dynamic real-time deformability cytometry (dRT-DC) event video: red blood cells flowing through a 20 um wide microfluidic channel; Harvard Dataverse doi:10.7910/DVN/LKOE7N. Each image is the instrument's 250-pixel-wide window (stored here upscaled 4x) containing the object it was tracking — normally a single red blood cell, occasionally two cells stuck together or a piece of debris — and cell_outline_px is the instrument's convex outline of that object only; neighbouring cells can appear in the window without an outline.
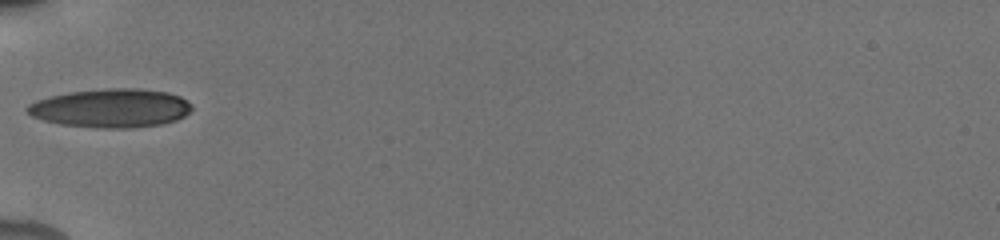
{"species": "human", "species_latin": "Homo sapiens", "temperature_condition": "cold", "stored_images_in_passage": 5, "camera_frame_rate_fps": 3000, "um_per_image_px": 0.085, "donor": {"sex": "male"}, "frame": {"image": 1, "passage_image": 1, "time_ms": 0.0, "image_size_px": [1000, 240], "cell_outline_px": [[192, 108], [184, 116], [176, 120], [160, 124], [128, 128], [96, 128], [60, 124], [44, 120], [32, 116], [24, 108], [28, 104], [36, 100], [68, 92], [104, 88], [140, 88], [168, 92], [180, 96], [188, 100], [192, 104]], "centroid_in_image_um": [9.43, 9.18], "position_along_channel_um": 75.6, "area_um2": 37.28}}
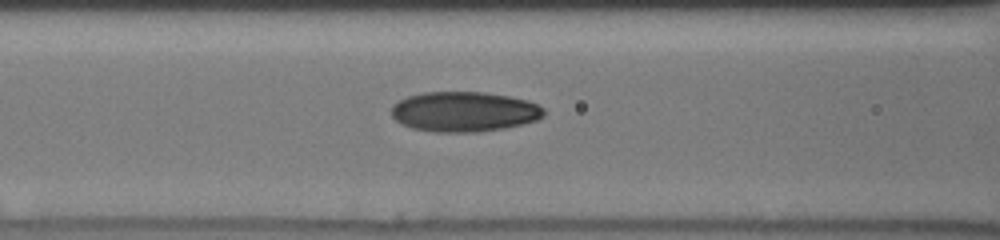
{"frame": {"image": 2, "passage_image": 3, "time_ms": 1.333, "image_size_px": [1000, 240], "cell_outline_px": [[544, 116], [536, 120], [504, 128], [476, 132], [432, 132], [412, 128], [400, 124], [392, 116], [392, 104], [408, 96], [424, 92], [484, 92], [508, 96], [528, 100], [544, 108]], "centroid_in_image_um": [39.43, 9.49], "position_along_channel_um": 127.2, "area_um2": 35.6}}